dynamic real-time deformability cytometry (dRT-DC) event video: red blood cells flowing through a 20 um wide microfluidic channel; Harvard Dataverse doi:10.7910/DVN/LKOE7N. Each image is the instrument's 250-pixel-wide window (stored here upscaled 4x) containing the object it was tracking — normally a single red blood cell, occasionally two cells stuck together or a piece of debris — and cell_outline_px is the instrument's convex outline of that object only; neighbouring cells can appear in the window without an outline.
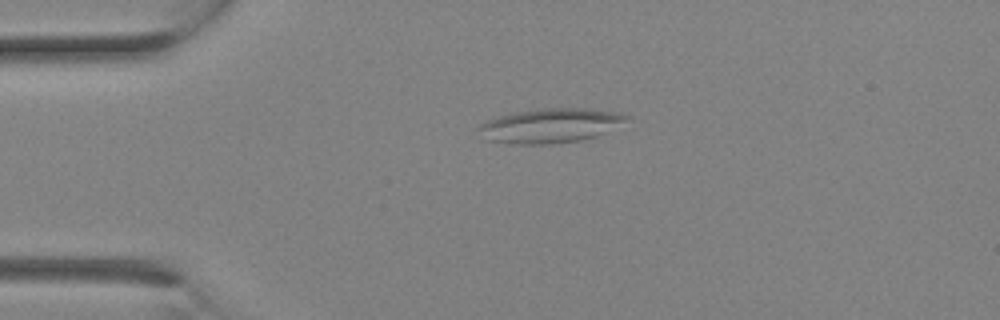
{"species": "Egyptian fruit bat (a non-hibernating species)", "species_latin": "Rousettus aegyptiacus", "temperature_condition": "room temperature", "stored_images_in_passage": 6, "camera_frame_rate_fps": 3000, "um_per_image_px": 0.085, "animal": {"sex": "female"}, "frame": {"image": 1, "passage_image": 1, "time_ms": 0.0, "image_size_px": [1000, 320], "cell_outline_px": [[632, 116], [596, 136], [580, 140], [552, 144], [512, 144], [484, 140], [476, 128], [480, 124], [488, 120], [500, 116], [516, 112], [540, 108], [588, 108], [620, 112]], "centroid_in_image_um": [46.71, 10.67], "position_along_channel_um": 38.3, "area_um2": 29.59}}
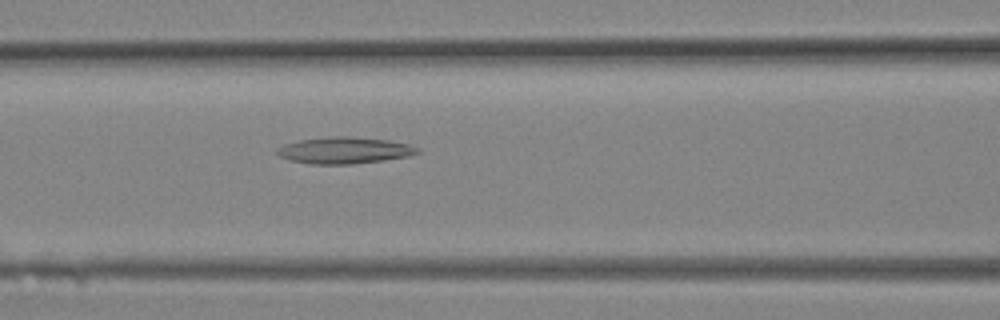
{"frame": {"image": 2, "passage_image": 6, "time_ms": 1.667, "image_size_px": [1000, 320], "cell_outline_px": [[420, 152], [408, 156], [384, 160], [352, 164], [312, 164], [288, 160], [280, 156], [276, 152], [276, 148], [284, 144], [300, 140], [328, 136], [344, 136], [388, 140], [408, 144], [420, 148]], "centroid_in_image_um": [29.25, 12.78], "position_along_channel_um": 137.3, "area_um2": 21.73}}